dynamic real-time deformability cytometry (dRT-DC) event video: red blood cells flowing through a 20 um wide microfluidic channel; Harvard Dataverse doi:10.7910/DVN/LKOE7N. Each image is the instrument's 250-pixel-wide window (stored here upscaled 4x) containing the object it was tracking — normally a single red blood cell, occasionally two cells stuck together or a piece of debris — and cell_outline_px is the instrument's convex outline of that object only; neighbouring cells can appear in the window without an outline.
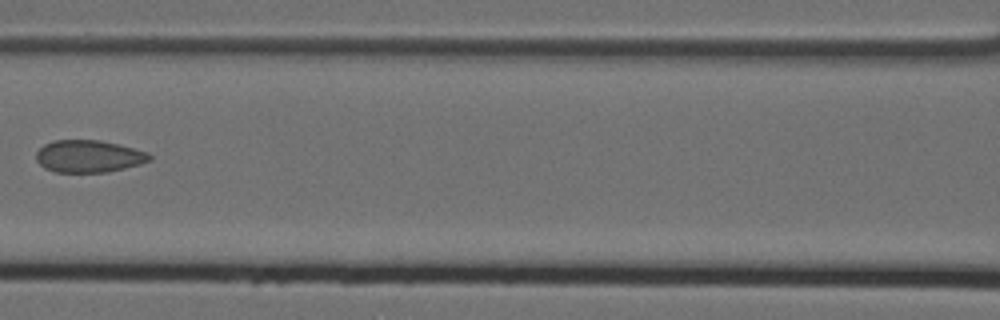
{"species": "Egyptian fruit bat (a non-hibernating species)", "species_latin": "Rousettus aegyptiacus", "temperature_condition": "cold", "stored_images_in_passage": 7, "camera_frame_rate_fps": 3000, "um_per_image_px": 0.085, "animal": {"sex": "female"}, "frame": {"image": 1, "passage_image": 7, "time_ms": 2.0, "image_size_px": [1000, 320], "cell_outline_px": [[152, 160], [140, 164], [108, 172], [56, 172], [44, 168], [36, 160], [36, 152], [44, 144], [52, 140], [100, 140], [148, 152], [152, 156]], "centroid_in_image_um": [7.53, 13.28], "position_along_channel_um": 159.1, "area_um2": 21.33}}